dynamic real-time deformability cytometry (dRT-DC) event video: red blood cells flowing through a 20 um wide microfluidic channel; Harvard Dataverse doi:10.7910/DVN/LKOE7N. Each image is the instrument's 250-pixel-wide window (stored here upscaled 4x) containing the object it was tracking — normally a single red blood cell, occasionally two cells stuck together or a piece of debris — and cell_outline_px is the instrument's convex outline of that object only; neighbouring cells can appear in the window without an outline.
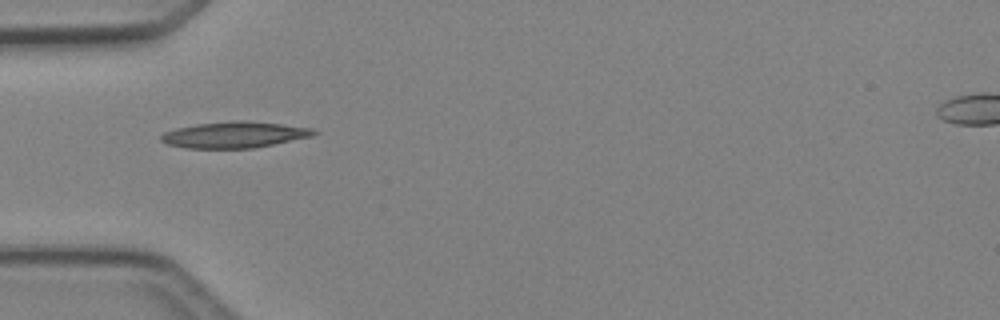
{"species": "Egyptian fruit bat (a non-hibernating species)", "species_latin": "Rousettus aegyptiacus", "temperature_condition": "cold", "stored_images_in_passage": 1, "camera_frame_rate_fps": 3000, "um_per_image_px": 0.085, "animal": {"sex": "female"}, "frame": {"image": 1, "passage_image": 1, "time_ms": 0.0, "image_size_px": [1000, 320], "cell_outline_px": [[320, 132], [312, 136], [256, 148], [184, 148], [168, 144], [160, 140], [160, 136], [164, 132], [176, 128], [196, 124], [236, 120], [244, 120], [280, 124], [312, 128]], "centroid_in_image_um": [19.93, 11.45], "position_along_channel_um": 65.1, "area_um2": 23.35}}